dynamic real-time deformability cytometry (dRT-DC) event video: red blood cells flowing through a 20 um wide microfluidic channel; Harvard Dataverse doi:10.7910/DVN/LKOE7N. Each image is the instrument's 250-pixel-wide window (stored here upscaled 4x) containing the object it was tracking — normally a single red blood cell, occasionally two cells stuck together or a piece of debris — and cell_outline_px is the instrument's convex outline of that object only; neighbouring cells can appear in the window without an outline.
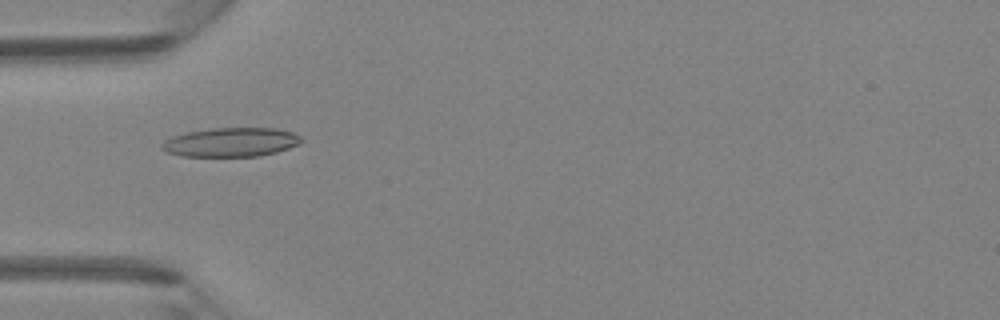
{"species": "Egyptian fruit bat (a non-hibernating species)", "species_latin": "Rousettus aegyptiacus", "temperature_condition": "room temperature", "stored_images_in_passage": 5, "camera_frame_rate_fps": 3000, "um_per_image_px": 0.085, "animal": {"sex": "female"}, "frame": {"image": 1, "passage_image": 5, "time_ms": 4.333, "image_size_px": [1000, 320], "cell_outline_px": [[304, 140], [300, 144], [276, 152], [260, 156], [180, 156], [168, 152], [160, 148], [160, 144], [164, 140], [172, 136], [188, 132], [212, 128], [276, 128], [292, 132], [300, 136]], "centroid_in_image_um": [19.63, 12.08], "position_along_channel_um": 65.4, "area_um2": 23.7}}